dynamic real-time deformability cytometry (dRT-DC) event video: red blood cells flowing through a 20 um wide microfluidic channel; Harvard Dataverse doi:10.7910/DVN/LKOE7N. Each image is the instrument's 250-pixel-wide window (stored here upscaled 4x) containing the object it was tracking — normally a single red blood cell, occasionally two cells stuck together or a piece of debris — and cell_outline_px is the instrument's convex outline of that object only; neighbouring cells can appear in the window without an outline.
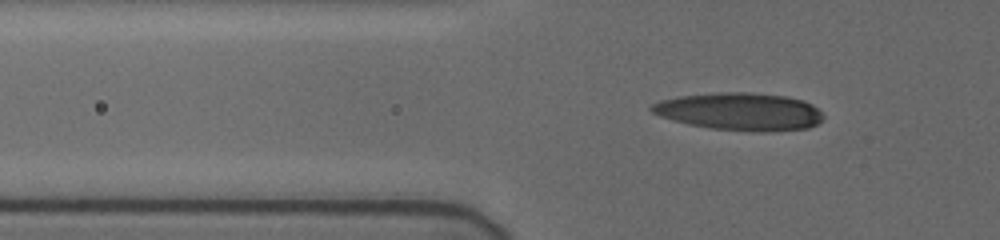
{"species": "human", "species_latin": "Homo sapiens", "temperature_condition": "cold", "stored_images_in_passage": 50, "camera_frame_rate_fps": 3000, "um_per_image_px": 0.085, "donor": {"sex": "female"}, "frame": {"image": 1, "passage_image": 15, "time_ms": 4.667, "image_size_px": [1000, 240], "cell_outline_px": [[824, 116], [816, 124], [808, 128], [764, 132], [712, 128], [688, 124], [672, 120], [660, 116], [652, 112], [648, 108], [652, 104], [660, 100], [680, 96], [720, 92], [744, 92], [784, 96], [800, 100], [812, 104]], "centroid_in_image_um": [62.85, 9.48], "position_along_channel_um": 63.0, "area_um2": 37.22}}
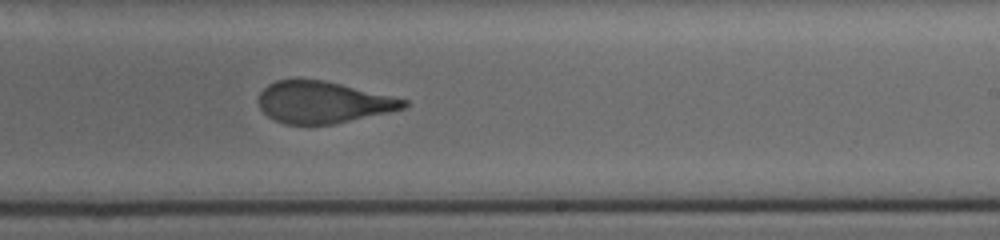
{"frame": {"image": 2, "passage_image": 32, "time_ms": 10.333, "image_size_px": [1000, 240], "cell_outline_px": [[408, 104], [404, 108], [388, 112], [332, 124], [284, 124], [268, 116], [260, 108], [256, 100], [260, 92], [268, 84], [276, 80], [324, 80], [408, 100]], "centroid_in_image_um": [27.41, 8.69], "position_along_channel_um": 261.6, "area_um2": 34.91}}
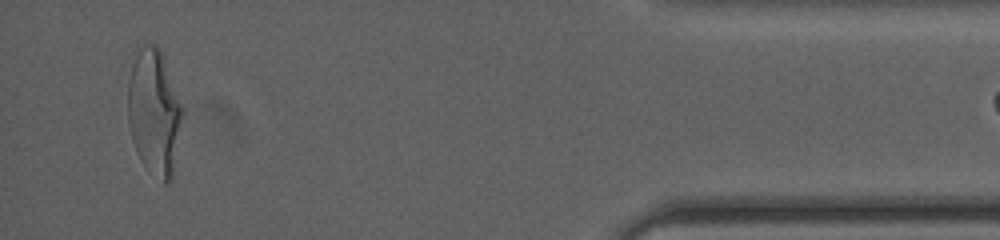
{"frame": {"image": 3, "passage_image": 49, "time_ms": 16.0, "image_size_px": [1000, 240], "cell_outline_px": [[184, 112], [172, 176], [164, 184], [140, 160], [132, 136], [128, 120], [128, 80], [136, 44], [152, 44], [160, 48], [184, 108]], "centroid_in_image_um": [13.11, 9.43], "position_along_channel_um": 422.1, "area_um2": 40.11}}